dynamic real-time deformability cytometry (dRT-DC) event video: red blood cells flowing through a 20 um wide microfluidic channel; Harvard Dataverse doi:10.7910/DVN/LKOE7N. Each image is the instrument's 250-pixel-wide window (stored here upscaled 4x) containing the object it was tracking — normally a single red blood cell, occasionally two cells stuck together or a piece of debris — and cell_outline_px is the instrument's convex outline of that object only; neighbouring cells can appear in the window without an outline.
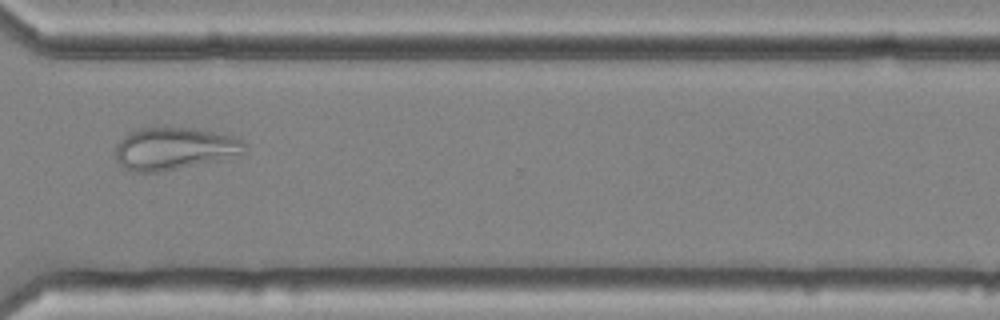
{"species": "common noctule bat (a hibernating species)", "species_latin": "Nyctalus noctula", "temperature_condition": "cold", "stored_images_in_passage": 47, "camera_frame_rate_fps": 3000, "um_per_image_px": 0.085, "animal": {"sex": "female", "body_mass_g": 25.1}, "frame": {"image": 1, "passage_image": 34, "time_ms": 11.0, "image_size_px": [1000, 320], "cell_outline_px": [[244, 152], [216, 160], [160, 172], [132, 172], [124, 168], [116, 160], [116, 144], [124, 136], [136, 128], [188, 128], [212, 132], [232, 136], [244, 140]], "centroid_in_image_um": [14.73, 12.63], "position_along_channel_um": 355.9, "area_um2": 31.33}}
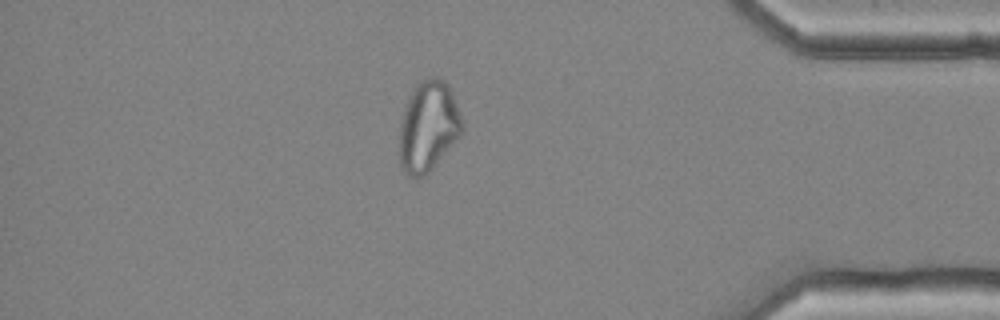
{"frame": {"image": 2, "passage_image": 40, "time_ms": 13.0, "image_size_px": [1000, 320], "cell_outline_px": [[464, 128], [460, 136], [432, 168], [424, 176], [408, 176], [404, 172], [400, 164], [400, 124], [408, 100], [412, 92], [420, 80], [432, 76], [436, 76], [444, 80], [448, 84], [452, 92], [460, 112]], "centroid_in_image_um": [36.42, 10.72], "position_along_channel_um": 398.8, "area_um2": 32.77}}